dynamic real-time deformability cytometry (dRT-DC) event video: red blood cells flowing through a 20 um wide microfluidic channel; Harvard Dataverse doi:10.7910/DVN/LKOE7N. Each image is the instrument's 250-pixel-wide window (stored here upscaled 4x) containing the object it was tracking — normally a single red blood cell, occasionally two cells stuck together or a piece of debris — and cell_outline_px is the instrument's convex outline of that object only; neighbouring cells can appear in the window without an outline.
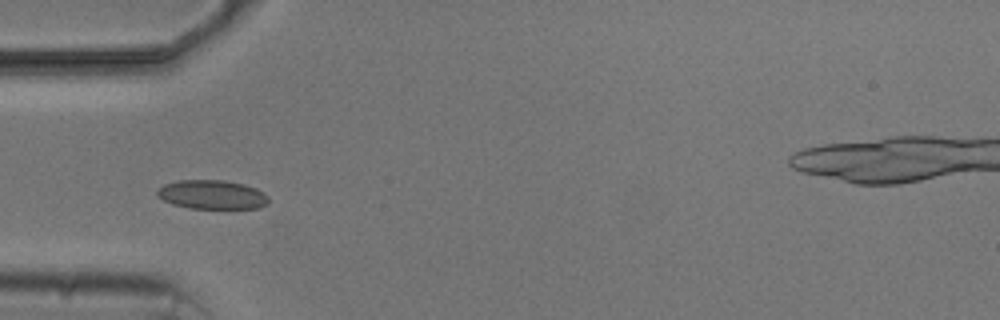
{"species": "common noctule bat (a hibernating species)", "species_latin": "Nyctalus noctula", "temperature_condition": "cold", "stored_images_in_passage": 9, "camera_frame_rate_fps": 3000, "um_per_image_px": 0.085, "animal": {"sex": "male", "body_mass_g": 20.5, "forearm_length_mm": 52.5}, "frame": {"image": 1, "passage_image": 4, "time_ms": 4.667, "image_size_px": [1000, 320], "cell_outline_px": [[268, 204], [260, 208], [188, 208], [172, 204], [164, 200], [156, 192], [164, 184], [180, 180], [224, 180], [244, 184], [256, 188], [264, 192], [268, 196]], "centroid_in_image_um": [18.07, 16.54], "position_along_channel_um": 66.9, "area_um2": 18.79}}
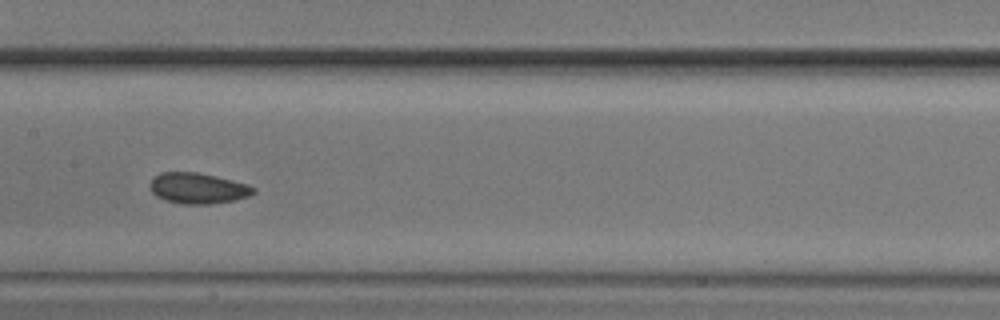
{"frame": {"image": 2, "passage_image": 7, "time_ms": 8.0, "image_size_px": [1000, 320], "cell_outline_px": [[256, 192], [248, 196], [232, 200], [208, 204], [184, 204], [168, 200], [156, 196], [152, 192], [152, 176], [160, 172], [196, 172], [216, 176], [248, 184], [256, 188]], "centroid_in_image_um": [16.84, 15.99], "position_along_channel_um": 190.6, "area_um2": 18.32}}
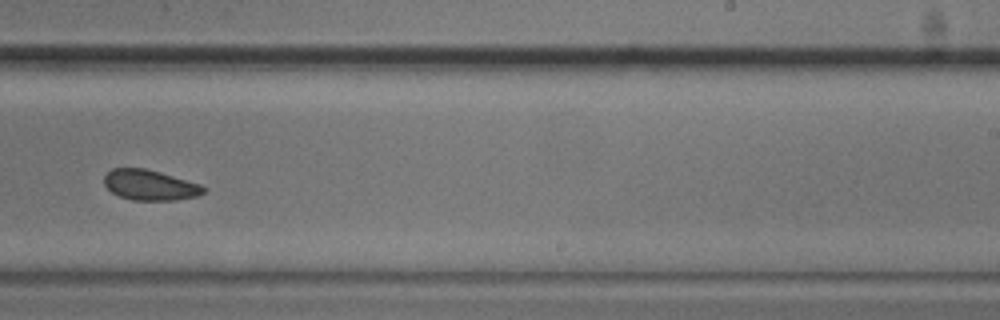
{"frame": {"image": 3, "passage_image": 9, "time_ms": 10.333, "image_size_px": [1000, 320], "cell_outline_px": [[208, 188], [204, 192], [196, 196], [176, 200], [132, 200], [120, 196], [112, 192], [104, 184], [104, 176], [112, 168], [144, 168], [160, 172], [200, 184]], "centroid_in_image_um": [12.75, 15.73], "position_along_channel_um": 276.3, "area_um2": 17.51}}